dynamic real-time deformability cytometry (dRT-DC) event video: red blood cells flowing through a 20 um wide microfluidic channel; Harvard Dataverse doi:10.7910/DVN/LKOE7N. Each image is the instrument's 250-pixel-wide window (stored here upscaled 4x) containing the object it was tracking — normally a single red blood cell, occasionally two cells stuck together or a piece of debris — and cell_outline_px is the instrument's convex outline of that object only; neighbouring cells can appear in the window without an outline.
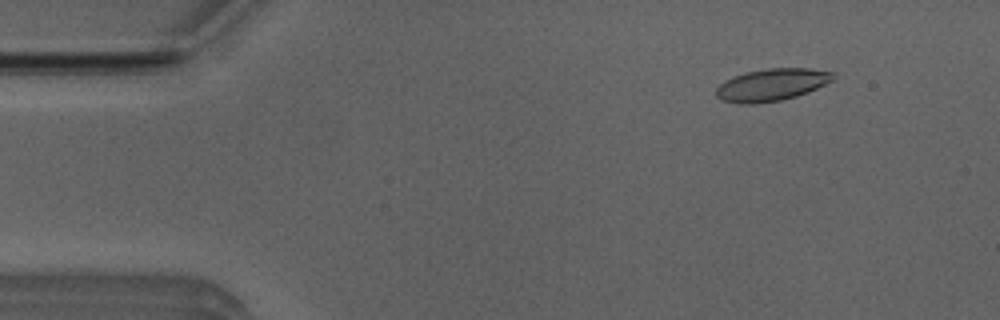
{"species": "Egyptian fruit bat (a non-hibernating species)", "species_latin": "Rousettus aegyptiacus", "temperature_condition": "room temperature", "stored_images_in_passage": 4, "camera_frame_rate_fps": 3000, "um_per_image_px": 0.085, "animal": {"sex": "male"}, "frame": {"image": 1, "passage_image": 2, "time_ms": 0.333, "image_size_px": [1000, 320], "cell_outline_px": [[836, 76], [832, 80], [808, 92], [796, 96], [780, 100], [756, 104], [740, 104], [724, 100], [716, 96], [716, 88], [720, 84], [736, 76], [748, 72], [768, 68], [808, 68], [832, 72]], "centroid_in_image_um": [65.61, 7.21], "position_along_channel_um": 19.4, "area_um2": 21.62}}